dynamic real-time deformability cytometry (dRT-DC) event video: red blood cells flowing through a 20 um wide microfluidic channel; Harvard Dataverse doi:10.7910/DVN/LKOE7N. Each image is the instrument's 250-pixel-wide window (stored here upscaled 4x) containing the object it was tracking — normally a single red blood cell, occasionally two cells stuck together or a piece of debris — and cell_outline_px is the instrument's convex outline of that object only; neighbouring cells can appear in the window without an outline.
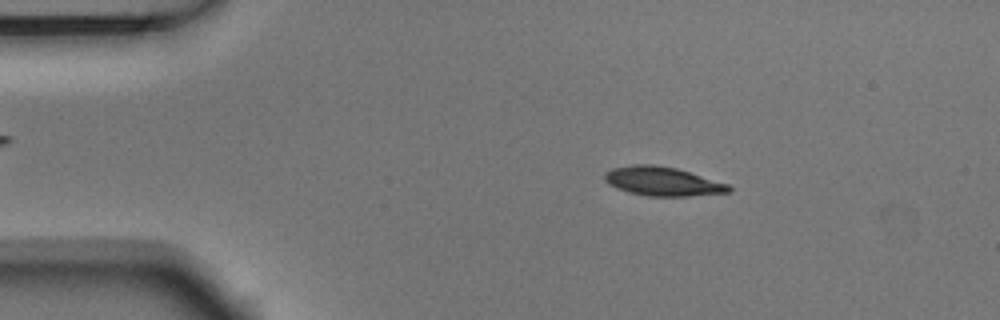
{"species": "Egyptian fruit bat (a non-hibernating species)", "species_latin": "Rousettus aegyptiacus", "temperature_condition": "room temperature", "stored_images_in_passage": 4, "camera_frame_rate_fps": 3000, "um_per_image_px": 0.085, "animal": {"sex": "male"}, "frame": {"image": 1, "passage_image": 1, "time_ms": 0.0, "image_size_px": [1000, 320], "cell_outline_px": [[732, 192], [688, 196], [648, 196], [628, 192], [616, 188], [608, 184], [604, 180], [604, 172], [612, 168], [632, 164], [656, 164], [676, 168], [728, 184], [732, 188]], "centroid_in_image_um": [56.28, 15.41], "position_along_channel_um": 28.7, "area_um2": 21.1}}
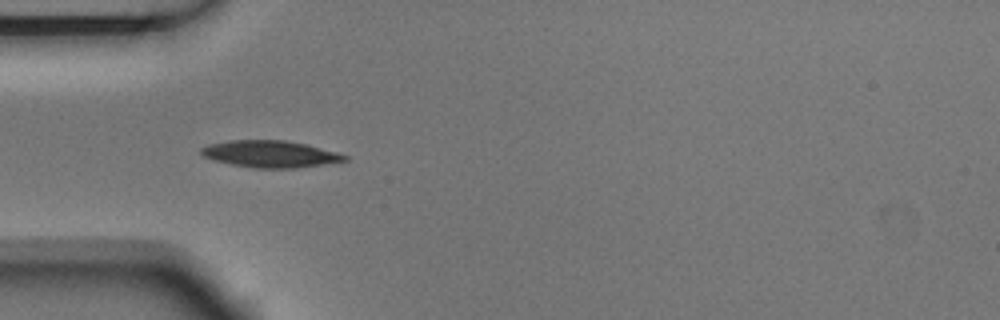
{"frame": {"image": 2, "passage_image": 3, "time_ms": 0.667, "image_size_px": [1000, 320], "cell_outline_px": [[348, 160], [324, 164], [296, 168], [252, 168], [232, 164], [216, 160], [204, 156], [200, 152], [200, 148], [208, 144], [228, 140], [284, 140], [304, 144], [336, 152], [348, 156]], "centroid_in_image_um": [22.95, 13.09], "position_along_channel_um": 62.1, "area_um2": 22.25}}
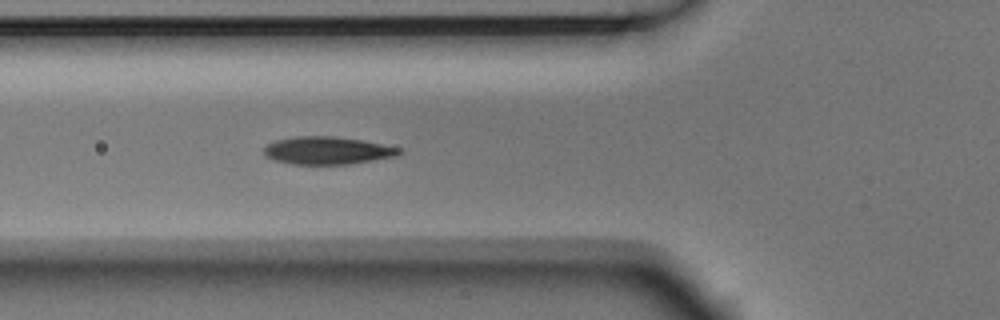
{"frame": {"image": 3, "passage_image": 4, "time_ms": 1.0, "image_size_px": [1000, 320], "cell_outline_px": [[404, 152], [396, 156], [348, 164], [292, 164], [276, 160], [268, 156], [264, 152], [264, 148], [268, 144], [276, 140], [296, 136], [336, 136], [364, 140], [404, 148]], "centroid_in_image_um": [27.91, 12.78], "position_along_channel_um": 97.9, "area_um2": 21.85}}